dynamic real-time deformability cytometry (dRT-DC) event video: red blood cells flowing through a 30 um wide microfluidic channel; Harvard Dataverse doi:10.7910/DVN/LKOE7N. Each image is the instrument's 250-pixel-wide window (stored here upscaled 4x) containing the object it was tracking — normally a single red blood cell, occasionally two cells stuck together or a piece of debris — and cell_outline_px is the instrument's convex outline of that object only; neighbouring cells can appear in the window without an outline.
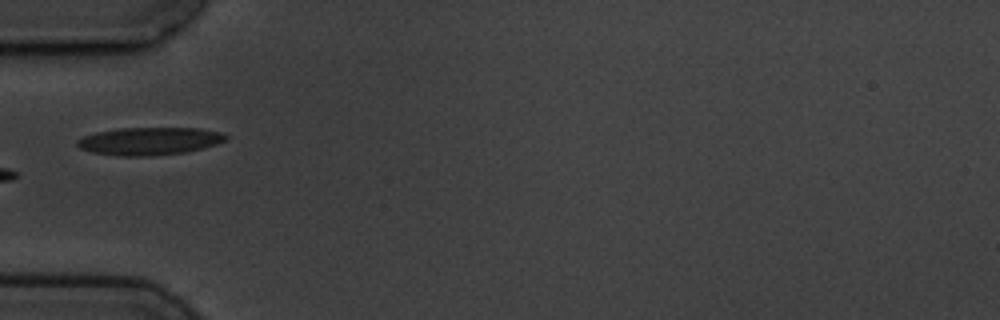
{"species": "common noctule bat (a hibernating species)", "species_latin": "Nyctalus noctula", "temperature_condition": "cold", "stored_images_in_passage": 3, "camera_frame_rate_fps": 3000, "um_per_image_px": 0.085, "animal": {"sex": "male", "body_mass_g": 19.5, "forearm_length_mm": 54.6}, "frame": {"image": 1, "passage_image": 3, "time_ms": 2.333, "image_size_px": [1000, 320], "cell_outline_px": [[228, 136], [224, 140], [216, 144], [184, 152], [148, 156], [120, 156], [92, 152], [80, 148], [76, 144], [76, 140], [84, 136], [96, 132], [120, 128], [200, 128], [220, 132]], "centroid_in_image_um": [12.66, 11.99], "position_along_channel_um": 72.3, "area_um2": 23.76}}